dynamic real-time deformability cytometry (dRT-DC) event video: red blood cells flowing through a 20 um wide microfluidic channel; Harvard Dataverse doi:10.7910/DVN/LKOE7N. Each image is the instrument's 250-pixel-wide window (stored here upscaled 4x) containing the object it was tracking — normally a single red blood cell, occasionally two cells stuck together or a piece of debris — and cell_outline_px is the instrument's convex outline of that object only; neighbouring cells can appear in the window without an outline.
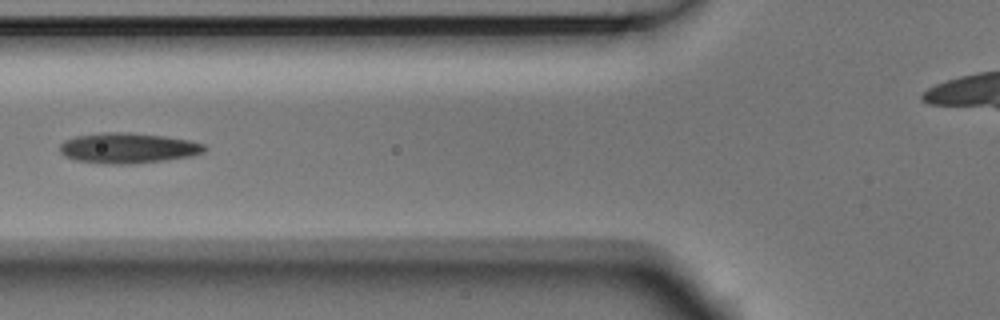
{"species": "Egyptian fruit bat (a non-hibernating species)", "species_latin": "Rousettus aegyptiacus", "temperature_condition": "room temperature", "stored_images_in_passage": 4, "camera_frame_rate_fps": 3000, "um_per_image_px": 0.085, "animal": {"sex": "male"}, "frame": {"image": 1, "passage_image": 4, "time_ms": 1.0, "image_size_px": [1000, 320], "cell_outline_px": [[204, 152], [188, 156], [132, 164], [100, 164], [76, 160], [64, 156], [60, 152], [60, 144], [64, 140], [76, 136], [104, 132], [128, 132], [164, 136], [188, 140], [204, 144]], "centroid_in_image_um": [10.8, 12.58], "position_along_channel_um": 115.0, "area_um2": 25.43}}